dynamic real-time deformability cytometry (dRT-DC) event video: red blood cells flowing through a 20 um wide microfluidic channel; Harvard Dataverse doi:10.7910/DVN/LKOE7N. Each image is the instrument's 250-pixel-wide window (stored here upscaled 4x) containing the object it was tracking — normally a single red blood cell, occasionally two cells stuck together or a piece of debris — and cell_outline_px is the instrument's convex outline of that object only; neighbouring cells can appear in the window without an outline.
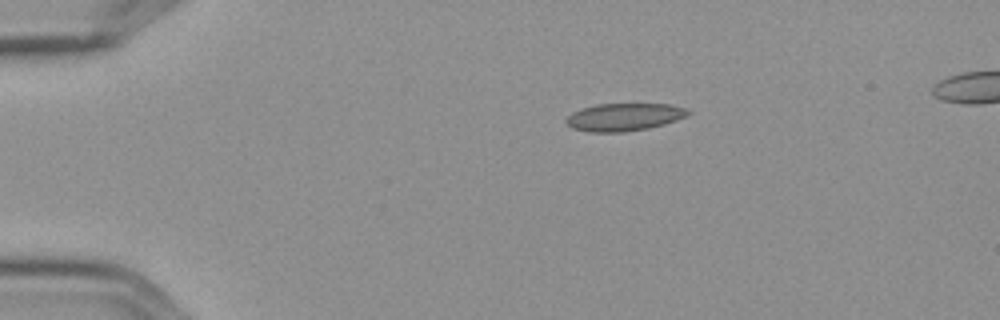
{"species": "Egyptian fruit bat (a non-hibernating species)", "species_latin": "Rousettus aegyptiacus", "temperature_condition": "cold", "stored_images_in_passage": 4, "camera_frame_rate_fps": 3000, "um_per_image_px": 0.085, "frame": {"image": 1, "passage_image": 1, "time_ms": 0.0, "image_size_px": [1000, 320], "cell_outline_px": [[692, 112], [676, 120], [664, 124], [648, 128], [624, 132], [588, 132], [572, 128], [564, 120], [572, 112], [596, 104], [668, 104], [688, 108]], "centroid_in_image_um": [53.05, 9.95], "position_along_channel_um": 32.0, "area_um2": 19.59}}
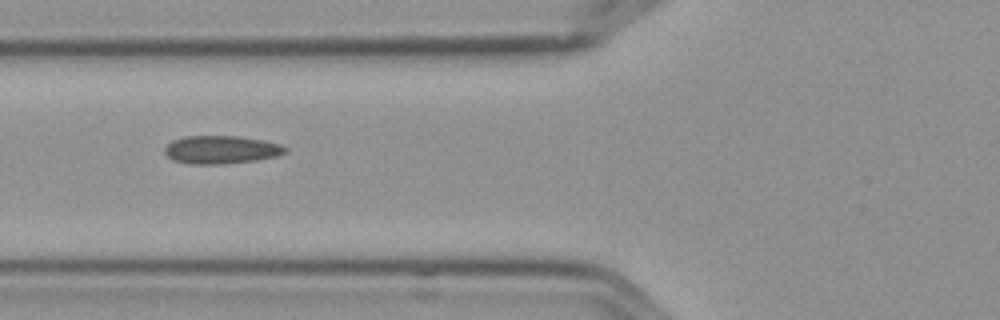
{"frame": {"image": 2, "passage_image": 4, "time_ms": 1.0, "image_size_px": [1000, 320], "cell_outline_px": [[288, 152], [276, 156], [256, 160], [224, 164], [192, 164], [172, 160], [164, 152], [164, 148], [172, 140], [184, 136], [240, 136], [264, 140], [280, 144], [288, 148]], "centroid_in_image_um": [18.81, 12.72], "position_along_channel_um": 107.0, "area_um2": 19.88}}